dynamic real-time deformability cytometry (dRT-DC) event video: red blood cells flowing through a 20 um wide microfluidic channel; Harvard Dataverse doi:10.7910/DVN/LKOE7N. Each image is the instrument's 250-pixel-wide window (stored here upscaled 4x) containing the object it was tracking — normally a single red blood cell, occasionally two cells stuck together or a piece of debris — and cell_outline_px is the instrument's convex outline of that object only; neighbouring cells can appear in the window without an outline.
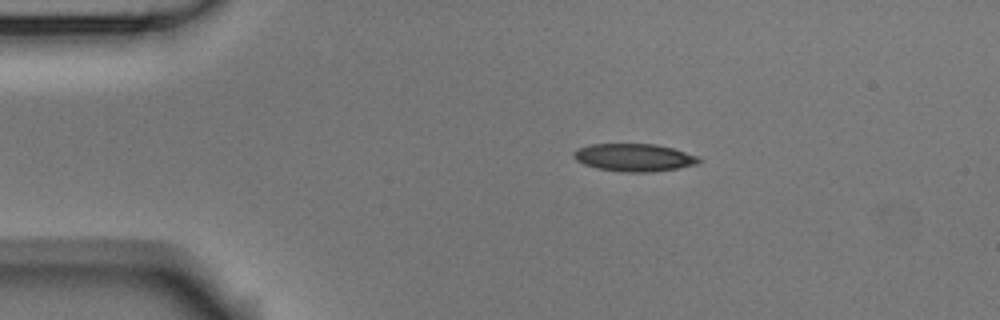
{"species": "Egyptian fruit bat (a non-hibernating species)", "species_latin": "Rousettus aegyptiacus", "temperature_condition": "room temperature", "stored_images_in_passage": 6, "camera_frame_rate_fps": 3000, "um_per_image_px": 0.085, "animal": {"sex": "male"}, "frame": {"image": 1, "passage_image": 1, "time_ms": 0.0, "image_size_px": [1000, 320], "cell_outline_px": [[700, 164], [652, 172], [624, 172], [596, 168], [584, 164], [576, 160], [572, 156], [572, 152], [580, 148], [592, 144], [656, 144], [672, 148], [700, 156]], "centroid_in_image_um": [53.92, 13.39], "position_along_channel_um": 31.1, "area_um2": 20.23}}
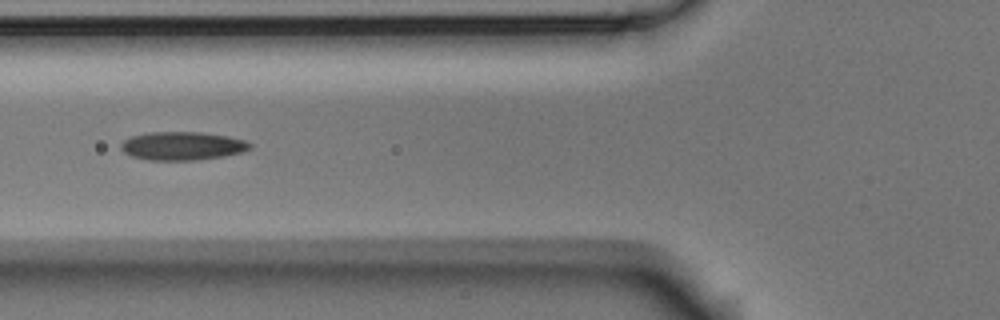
{"frame": {"image": 2, "passage_image": 4, "time_ms": 1.0, "image_size_px": [1000, 320], "cell_outline_px": [[252, 148], [240, 152], [224, 156], [196, 160], [148, 160], [132, 156], [124, 152], [120, 148], [120, 144], [128, 136], [148, 132], [200, 132], [228, 136], [244, 140], [252, 144]], "centroid_in_image_um": [15.46, 12.4], "position_along_channel_um": 110.3, "area_um2": 21.44}}
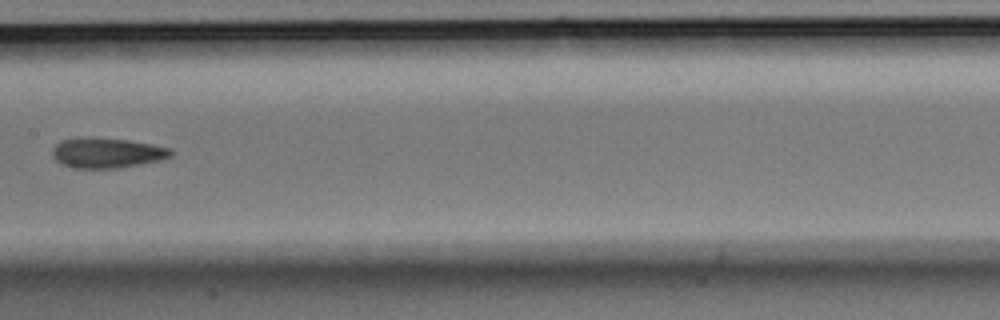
{"frame": {"image": 3, "passage_image": 6, "time_ms": 1.667, "image_size_px": [1000, 320], "cell_outline_px": [[172, 156], [160, 160], [120, 168], [76, 168], [60, 164], [52, 156], [52, 148], [60, 140], [128, 140], [152, 144], [172, 148]], "centroid_in_image_um": [9.13, 13.04], "position_along_channel_um": 198.3, "area_um2": 20.11}}